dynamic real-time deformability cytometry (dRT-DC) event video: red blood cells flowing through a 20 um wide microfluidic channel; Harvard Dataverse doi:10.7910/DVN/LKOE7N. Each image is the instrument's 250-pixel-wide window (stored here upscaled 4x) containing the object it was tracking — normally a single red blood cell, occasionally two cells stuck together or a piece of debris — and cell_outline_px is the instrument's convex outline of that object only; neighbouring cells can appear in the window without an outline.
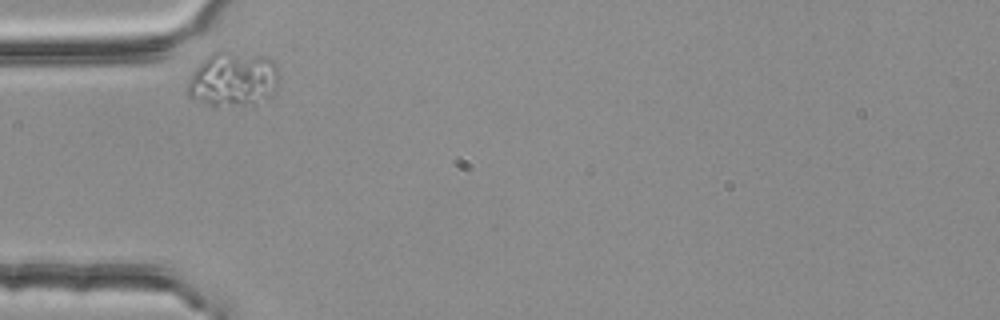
{"species": "common noctule bat (a hibernating species)", "species_latin": "Nyctalus noctula", "temperature_condition": "room temperature", "stored_images_in_passage": 2, "camera_frame_rate_fps": 3000, "um_per_image_px": 0.085, "animal": {"sex": "female", "body_mass_g": 25.1}, "frame": {"image": 1, "passage_image": 1, "time_ms": 0.0, "image_size_px": [1000, 320], "cell_outline_px": [[276, 88], [268, 100], [216, 108], [212, 108], [192, 100], [184, 92], [188, 80], [192, 72], [212, 52], [228, 52], [272, 60], [276, 64]], "centroid_in_image_um": [19.7, 6.82], "position_along_channel_um": 65.3, "area_um2": 28.96}}
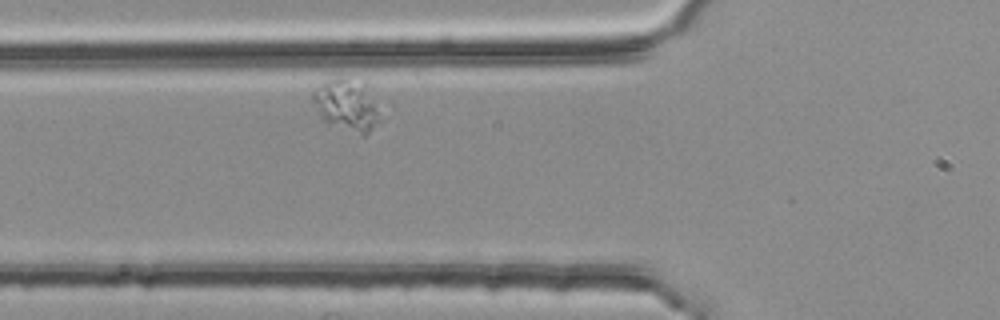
{"frame": {"image": 2, "passage_image": 2, "time_ms": 0.333, "image_size_px": [1000, 320], "cell_outline_px": [[380, 120], [364, 136], [324, 120], [320, 116], [312, 100], [312, 92], [320, 84], [344, 72], [364, 80], [376, 108]], "centroid_in_image_um": [29.44, 8.81], "position_along_channel_um": 96.4, "area_um2": 20.4}}